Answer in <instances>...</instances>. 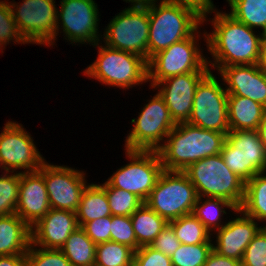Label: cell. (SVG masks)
<instances>
[{
    "label": "cell",
    "instance_id": "cell-1",
    "mask_svg": "<svg viewBox=\"0 0 266 266\" xmlns=\"http://www.w3.org/2000/svg\"><path fill=\"white\" fill-rule=\"evenodd\" d=\"M216 10L213 11L214 18L210 21L213 31L209 34L203 32L202 36L214 59L207 60L209 68L219 71L222 67L231 65L257 64L265 35L255 34L257 31H253L254 29L236 20L229 13Z\"/></svg>",
    "mask_w": 266,
    "mask_h": 266
},
{
    "label": "cell",
    "instance_id": "cell-2",
    "mask_svg": "<svg viewBox=\"0 0 266 266\" xmlns=\"http://www.w3.org/2000/svg\"><path fill=\"white\" fill-rule=\"evenodd\" d=\"M225 140V133L178 123L157 152L164 170L185 171L191 164L219 154Z\"/></svg>",
    "mask_w": 266,
    "mask_h": 266
},
{
    "label": "cell",
    "instance_id": "cell-3",
    "mask_svg": "<svg viewBox=\"0 0 266 266\" xmlns=\"http://www.w3.org/2000/svg\"><path fill=\"white\" fill-rule=\"evenodd\" d=\"M159 1L148 6V61L156 53L192 36L203 24V18L194 10L165 0Z\"/></svg>",
    "mask_w": 266,
    "mask_h": 266
},
{
    "label": "cell",
    "instance_id": "cell-4",
    "mask_svg": "<svg viewBox=\"0 0 266 266\" xmlns=\"http://www.w3.org/2000/svg\"><path fill=\"white\" fill-rule=\"evenodd\" d=\"M100 44L102 42L99 41L93 46L98 48V56L92 64L84 69V76L122 89H130L143 82H148V66L143 57L107 45L99 46Z\"/></svg>",
    "mask_w": 266,
    "mask_h": 266
},
{
    "label": "cell",
    "instance_id": "cell-5",
    "mask_svg": "<svg viewBox=\"0 0 266 266\" xmlns=\"http://www.w3.org/2000/svg\"><path fill=\"white\" fill-rule=\"evenodd\" d=\"M184 172L196 188L198 197L222 198L240 209L245 182L226 166L220 153L191 164Z\"/></svg>",
    "mask_w": 266,
    "mask_h": 266
},
{
    "label": "cell",
    "instance_id": "cell-6",
    "mask_svg": "<svg viewBox=\"0 0 266 266\" xmlns=\"http://www.w3.org/2000/svg\"><path fill=\"white\" fill-rule=\"evenodd\" d=\"M198 194L184 171L163 170L144 202L167 222L192 214Z\"/></svg>",
    "mask_w": 266,
    "mask_h": 266
},
{
    "label": "cell",
    "instance_id": "cell-7",
    "mask_svg": "<svg viewBox=\"0 0 266 266\" xmlns=\"http://www.w3.org/2000/svg\"><path fill=\"white\" fill-rule=\"evenodd\" d=\"M200 31L153 55L147 62L151 87L167 78L189 72H210L207 59L197 44ZM198 34V35H197ZM199 37V38H198Z\"/></svg>",
    "mask_w": 266,
    "mask_h": 266
},
{
    "label": "cell",
    "instance_id": "cell-8",
    "mask_svg": "<svg viewBox=\"0 0 266 266\" xmlns=\"http://www.w3.org/2000/svg\"><path fill=\"white\" fill-rule=\"evenodd\" d=\"M138 115L131 120L134 127L125 139L124 150L157 151L177 125L158 92Z\"/></svg>",
    "mask_w": 266,
    "mask_h": 266
},
{
    "label": "cell",
    "instance_id": "cell-9",
    "mask_svg": "<svg viewBox=\"0 0 266 266\" xmlns=\"http://www.w3.org/2000/svg\"><path fill=\"white\" fill-rule=\"evenodd\" d=\"M103 33V42L108 47L137 54L148 62V7L123 9L111 19Z\"/></svg>",
    "mask_w": 266,
    "mask_h": 266
},
{
    "label": "cell",
    "instance_id": "cell-10",
    "mask_svg": "<svg viewBox=\"0 0 266 266\" xmlns=\"http://www.w3.org/2000/svg\"><path fill=\"white\" fill-rule=\"evenodd\" d=\"M209 72L197 85L192 111L188 123L206 130L227 133L228 124V93L223 83Z\"/></svg>",
    "mask_w": 266,
    "mask_h": 266
},
{
    "label": "cell",
    "instance_id": "cell-11",
    "mask_svg": "<svg viewBox=\"0 0 266 266\" xmlns=\"http://www.w3.org/2000/svg\"><path fill=\"white\" fill-rule=\"evenodd\" d=\"M130 162L112 174L107 182L114 188L132 192L144 202L154 189L163 165L157 151L127 150Z\"/></svg>",
    "mask_w": 266,
    "mask_h": 266
},
{
    "label": "cell",
    "instance_id": "cell-12",
    "mask_svg": "<svg viewBox=\"0 0 266 266\" xmlns=\"http://www.w3.org/2000/svg\"><path fill=\"white\" fill-rule=\"evenodd\" d=\"M19 33L28 44L48 46L55 40L58 8L54 0L9 2Z\"/></svg>",
    "mask_w": 266,
    "mask_h": 266
},
{
    "label": "cell",
    "instance_id": "cell-13",
    "mask_svg": "<svg viewBox=\"0 0 266 266\" xmlns=\"http://www.w3.org/2000/svg\"><path fill=\"white\" fill-rule=\"evenodd\" d=\"M60 3L55 40L48 46L55 44L60 29H63L65 40L70 41V44L95 45L100 39L103 40L98 34L100 15L94 0H61Z\"/></svg>",
    "mask_w": 266,
    "mask_h": 266
},
{
    "label": "cell",
    "instance_id": "cell-14",
    "mask_svg": "<svg viewBox=\"0 0 266 266\" xmlns=\"http://www.w3.org/2000/svg\"><path fill=\"white\" fill-rule=\"evenodd\" d=\"M25 128L18 122H6L0 133V168L5 172H36L46 162Z\"/></svg>",
    "mask_w": 266,
    "mask_h": 266
},
{
    "label": "cell",
    "instance_id": "cell-15",
    "mask_svg": "<svg viewBox=\"0 0 266 266\" xmlns=\"http://www.w3.org/2000/svg\"><path fill=\"white\" fill-rule=\"evenodd\" d=\"M84 171L63 165L44 163V181L50 207L76 212L88 184Z\"/></svg>",
    "mask_w": 266,
    "mask_h": 266
},
{
    "label": "cell",
    "instance_id": "cell-16",
    "mask_svg": "<svg viewBox=\"0 0 266 266\" xmlns=\"http://www.w3.org/2000/svg\"><path fill=\"white\" fill-rule=\"evenodd\" d=\"M209 72H189L173 76L155 84L170 115L176 124L188 122L191 116L194 94L199 82Z\"/></svg>",
    "mask_w": 266,
    "mask_h": 266
},
{
    "label": "cell",
    "instance_id": "cell-17",
    "mask_svg": "<svg viewBox=\"0 0 266 266\" xmlns=\"http://www.w3.org/2000/svg\"><path fill=\"white\" fill-rule=\"evenodd\" d=\"M51 209L44 181V164L36 172L20 173L15 213L31 228Z\"/></svg>",
    "mask_w": 266,
    "mask_h": 266
},
{
    "label": "cell",
    "instance_id": "cell-18",
    "mask_svg": "<svg viewBox=\"0 0 266 266\" xmlns=\"http://www.w3.org/2000/svg\"><path fill=\"white\" fill-rule=\"evenodd\" d=\"M235 213L242 216L233 218L214 232L216 244L213 243V250L222 256L241 261L246 247L263 226H258L254 218L246 216L239 209Z\"/></svg>",
    "mask_w": 266,
    "mask_h": 266
},
{
    "label": "cell",
    "instance_id": "cell-19",
    "mask_svg": "<svg viewBox=\"0 0 266 266\" xmlns=\"http://www.w3.org/2000/svg\"><path fill=\"white\" fill-rule=\"evenodd\" d=\"M78 227L76 212L51 208L31 227V243L45 249H60Z\"/></svg>",
    "mask_w": 266,
    "mask_h": 266
},
{
    "label": "cell",
    "instance_id": "cell-20",
    "mask_svg": "<svg viewBox=\"0 0 266 266\" xmlns=\"http://www.w3.org/2000/svg\"><path fill=\"white\" fill-rule=\"evenodd\" d=\"M218 73L228 95L247 97L266 107V74L257 64L226 66Z\"/></svg>",
    "mask_w": 266,
    "mask_h": 266
},
{
    "label": "cell",
    "instance_id": "cell-21",
    "mask_svg": "<svg viewBox=\"0 0 266 266\" xmlns=\"http://www.w3.org/2000/svg\"><path fill=\"white\" fill-rule=\"evenodd\" d=\"M31 228L16 214L0 216V256L27 252Z\"/></svg>",
    "mask_w": 266,
    "mask_h": 266
},
{
    "label": "cell",
    "instance_id": "cell-22",
    "mask_svg": "<svg viewBox=\"0 0 266 266\" xmlns=\"http://www.w3.org/2000/svg\"><path fill=\"white\" fill-rule=\"evenodd\" d=\"M226 140L245 156V166L254 174L266 172V148L257 130H230Z\"/></svg>",
    "mask_w": 266,
    "mask_h": 266
},
{
    "label": "cell",
    "instance_id": "cell-23",
    "mask_svg": "<svg viewBox=\"0 0 266 266\" xmlns=\"http://www.w3.org/2000/svg\"><path fill=\"white\" fill-rule=\"evenodd\" d=\"M228 124L230 130H257L266 107L247 97L228 95Z\"/></svg>",
    "mask_w": 266,
    "mask_h": 266
},
{
    "label": "cell",
    "instance_id": "cell-24",
    "mask_svg": "<svg viewBox=\"0 0 266 266\" xmlns=\"http://www.w3.org/2000/svg\"><path fill=\"white\" fill-rule=\"evenodd\" d=\"M111 216L106 196V181L104 184L91 183L86 186L76 211L79 227L95 219Z\"/></svg>",
    "mask_w": 266,
    "mask_h": 266
},
{
    "label": "cell",
    "instance_id": "cell-25",
    "mask_svg": "<svg viewBox=\"0 0 266 266\" xmlns=\"http://www.w3.org/2000/svg\"><path fill=\"white\" fill-rule=\"evenodd\" d=\"M138 249L149 246L157 235L168 225V222L143 203L131 216Z\"/></svg>",
    "mask_w": 266,
    "mask_h": 266
},
{
    "label": "cell",
    "instance_id": "cell-26",
    "mask_svg": "<svg viewBox=\"0 0 266 266\" xmlns=\"http://www.w3.org/2000/svg\"><path fill=\"white\" fill-rule=\"evenodd\" d=\"M257 222H266V173L260 172L245 183V195L239 209ZM266 224V223H265ZM263 223V227H266Z\"/></svg>",
    "mask_w": 266,
    "mask_h": 266
},
{
    "label": "cell",
    "instance_id": "cell-27",
    "mask_svg": "<svg viewBox=\"0 0 266 266\" xmlns=\"http://www.w3.org/2000/svg\"><path fill=\"white\" fill-rule=\"evenodd\" d=\"M72 266H95L96 244L78 227L60 248Z\"/></svg>",
    "mask_w": 266,
    "mask_h": 266
},
{
    "label": "cell",
    "instance_id": "cell-28",
    "mask_svg": "<svg viewBox=\"0 0 266 266\" xmlns=\"http://www.w3.org/2000/svg\"><path fill=\"white\" fill-rule=\"evenodd\" d=\"M205 198L206 199L203 201V197H198L192 214H194L213 235V230L217 231L226 224V221L224 223L221 221V217H224L223 214L226 215L227 213L225 209L230 208L234 212L238 209L225 199L213 197Z\"/></svg>",
    "mask_w": 266,
    "mask_h": 266
},
{
    "label": "cell",
    "instance_id": "cell-29",
    "mask_svg": "<svg viewBox=\"0 0 266 266\" xmlns=\"http://www.w3.org/2000/svg\"><path fill=\"white\" fill-rule=\"evenodd\" d=\"M229 12L236 20L252 29L261 28L266 35V0H227Z\"/></svg>",
    "mask_w": 266,
    "mask_h": 266
},
{
    "label": "cell",
    "instance_id": "cell-30",
    "mask_svg": "<svg viewBox=\"0 0 266 266\" xmlns=\"http://www.w3.org/2000/svg\"><path fill=\"white\" fill-rule=\"evenodd\" d=\"M181 244L212 243L211 233L194 214L181 216L168 222Z\"/></svg>",
    "mask_w": 266,
    "mask_h": 266
},
{
    "label": "cell",
    "instance_id": "cell-31",
    "mask_svg": "<svg viewBox=\"0 0 266 266\" xmlns=\"http://www.w3.org/2000/svg\"><path fill=\"white\" fill-rule=\"evenodd\" d=\"M133 257L129 246L108 241L96 245L95 266H132Z\"/></svg>",
    "mask_w": 266,
    "mask_h": 266
},
{
    "label": "cell",
    "instance_id": "cell-32",
    "mask_svg": "<svg viewBox=\"0 0 266 266\" xmlns=\"http://www.w3.org/2000/svg\"><path fill=\"white\" fill-rule=\"evenodd\" d=\"M106 196L111 215L131 216L144 201L136 194L123 189L114 188L106 181Z\"/></svg>",
    "mask_w": 266,
    "mask_h": 266
},
{
    "label": "cell",
    "instance_id": "cell-33",
    "mask_svg": "<svg viewBox=\"0 0 266 266\" xmlns=\"http://www.w3.org/2000/svg\"><path fill=\"white\" fill-rule=\"evenodd\" d=\"M212 250L213 243L180 244L171 256V262L173 266H204Z\"/></svg>",
    "mask_w": 266,
    "mask_h": 266
},
{
    "label": "cell",
    "instance_id": "cell-34",
    "mask_svg": "<svg viewBox=\"0 0 266 266\" xmlns=\"http://www.w3.org/2000/svg\"><path fill=\"white\" fill-rule=\"evenodd\" d=\"M10 174V175H9ZM20 185V173L3 172L0 176V216L15 213Z\"/></svg>",
    "mask_w": 266,
    "mask_h": 266
},
{
    "label": "cell",
    "instance_id": "cell-35",
    "mask_svg": "<svg viewBox=\"0 0 266 266\" xmlns=\"http://www.w3.org/2000/svg\"><path fill=\"white\" fill-rule=\"evenodd\" d=\"M28 44L19 33L8 0H0V49H5L7 44ZM4 46V47H3Z\"/></svg>",
    "mask_w": 266,
    "mask_h": 266
},
{
    "label": "cell",
    "instance_id": "cell-36",
    "mask_svg": "<svg viewBox=\"0 0 266 266\" xmlns=\"http://www.w3.org/2000/svg\"><path fill=\"white\" fill-rule=\"evenodd\" d=\"M38 248L30 244L26 252L29 266H72L60 249Z\"/></svg>",
    "mask_w": 266,
    "mask_h": 266
},
{
    "label": "cell",
    "instance_id": "cell-37",
    "mask_svg": "<svg viewBox=\"0 0 266 266\" xmlns=\"http://www.w3.org/2000/svg\"><path fill=\"white\" fill-rule=\"evenodd\" d=\"M110 241L127 245L134 251L138 249L130 216L111 215Z\"/></svg>",
    "mask_w": 266,
    "mask_h": 266
},
{
    "label": "cell",
    "instance_id": "cell-38",
    "mask_svg": "<svg viewBox=\"0 0 266 266\" xmlns=\"http://www.w3.org/2000/svg\"><path fill=\"white\" fill-rule=\"evenodd\" d=\"M242 266H266V227H263L246 247Z\"/></svg>",
    "mask_w": 266,
    "mask_h": 266
},
{
    "label": "cell",
    "instance_id": "cell-39",
    "mask_svg": "<svg viewBox=\"0 0 266 266\" xmlns=\"http://www.w3.org/2000/svg\"><path fill=\"white\" fill-rule=\"evenodd\" d=\"M220 154L226 166L245 183L254 176L245 166L244 154L239 149L233 147L227 140H225Z\"/></svg>",
    "mask_w": 266,
    "mask_h": 266
},
{
    "label": "cell",
    "instance_id": "cell-40",
    "mask_svg": "<svg viewBox=\"0 0 266 266\" xmlns=\"http://www.w3.org/2000/svg\"><path fill=\"white\" fill-rule=\"evenodd\" d=\"M132 266H173L171 257L153 249L151 246H142L134 251Z\"/></svg>",
    "mask_w": 266,
    "mask_h": 266
},
{
    "label": "cell",
    "instance_id": "cell-41",
    "mask_svg": "<svg viewBox=\"0 0 266 266\" xmlns=\"http://www.w3.org/2000/svg\"><path fill=\"white\" fill-rule=\"evenodd\" d=\"M81 228L96 245L108 242L110 241L111 216L87 222Z\"/></svg>",
    "mask_w": 266,
    "mask_h": 266
},
{
    "label": "cell",
    "instance_id": "cell-42",
    "mask_svg": "<svg viewBox=\"0 0 266 266\" xmlns=\"http://www.w3.org/2000/svg\"><path fill=\"white\" fill-rule=\"evenodd\" d=\"M173 228L168 224L149 245L153 249L171 257L180 245Z\"/></svg>",
    "mask_w": 266,
    "mask_h": 266
},
{
    "label": "cell",
    "instance_id": "cell-43",
    "mask_svg": "<svg viewBox=\"0 0 266 266\" xmlns=\"http://www.w3.org/2000/svg\"><path fill=\"white\" fill-rule=\"evenodd\" d=\"M170 3L178 4L194 10L198 15L203 18V23L208 19V14L213 13L214 7L212 0H165Z\"/></svg>",
    "mask_w": 266,
    "mask_h": 266
},
{
    "label": "cell",
    "instance_id": "cell-44",
    "mask_svg": "<svg viewBox=\"0 0 266 266\" xmlns=\"http://www.w3.org/2000/svg\"><path fill=\"white\" fill-rule=\"evenodd\" d=\"M204 266H242L241 261L233 258L222 256L212 250L204 264Z\"/></svg>",
    "mask_w": 266,
    "mask_h": 266
},
{
    "label": "cell",
    "instance_id": "cell-45",
    "mask_svg": "<svg viewBox=\"0 0 266 266\" xmlns=\"http://www.w3.org/2000/svg\"><path fill=\"white\" fill-rule=\"evenodd\" d=\"M0 266H29L26 253L16 255H1Z\"/></svg>",
    "mask_w": 266,
    "mask_h": 266
},
{
    "label": "cell",
    "instance_id": "cell-46",
    "mask_svg": "<svg viewBox=\"0 0 266 266\" xmlns=\"http://www.w3.org/2000/svg\"><path fill=\"white\" fill-rule=\"evenodd\" d=\"M257 65L258 68L266 74V35L261 44Z\"/></svg>",
    "mask_w": 266,
    "mask_h": 266
},
{
    "label": "cell",
    "instance_id": "cell-47",
    "mask_svg": "<svg viewBox=\"0 0 266 266\" xmlns=\"http://www.w3.org/2000/svg\"><path fill=\"white\" fill-rule=\"evenodd\" d=\"M257 131L260 136L262 144L266 148V113L263 115V118L258 126Z\"/></svg>",
    "mask_w": 266,
    "mask_h": 266
},
{
    "label": "cell",
    "instance_id": "cell-48",
    "mask_svg": "<svg viewBox=\"0 0 266 266\" xmlns=\"http://www.w3.org/2000/svg\"><path fill=\"white\" fill-rule=\"evenodd\" d=\"M123 1L131 3L130 7H148L156 3L158 0H123Z\"/></svg>",
    "mask_w": 266,
    "mask_h": 266
}]
</instances>
